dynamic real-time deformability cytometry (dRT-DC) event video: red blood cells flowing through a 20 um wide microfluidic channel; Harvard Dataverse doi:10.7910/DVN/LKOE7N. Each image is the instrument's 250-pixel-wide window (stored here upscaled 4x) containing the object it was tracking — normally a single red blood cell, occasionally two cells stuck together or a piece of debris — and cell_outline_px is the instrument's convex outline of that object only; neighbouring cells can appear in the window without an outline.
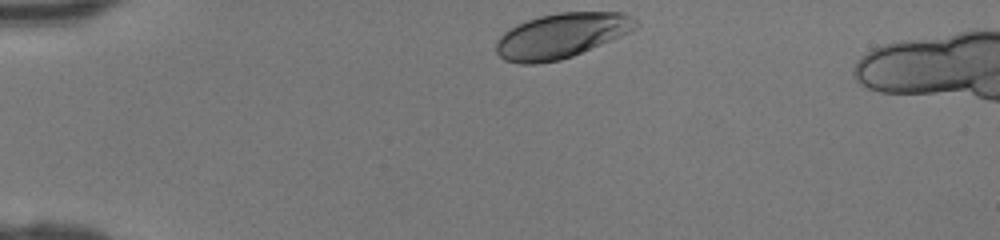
{"species": "human", "species_latin": "Homo sapiens", "temperature_condition": "room temperature", "stored_images_in_passage": 30, "camera_frame_rate_fps": 3000, "um_per_image_px": 0.085, "donor": {"sex": "female"}, "frame": {"image": 1, "passage_image": 1, "time_ms": 0.0, "image_size_px": [1000, 240], "cell_outline_px": [[640, 24], [636, 28], [620, 36], [572, 56], [560, 60], [536, 64], [520, 64], [504, 60], [496, 52], [496, 40], [504, 32], [516, 24], [540, 16], [560, 12], [624, 12], [632, 16]], "centroid_in_image_um": [47.7, 3.03], "position_along_channel_um": 37.3, "area_um2": 36.47}}
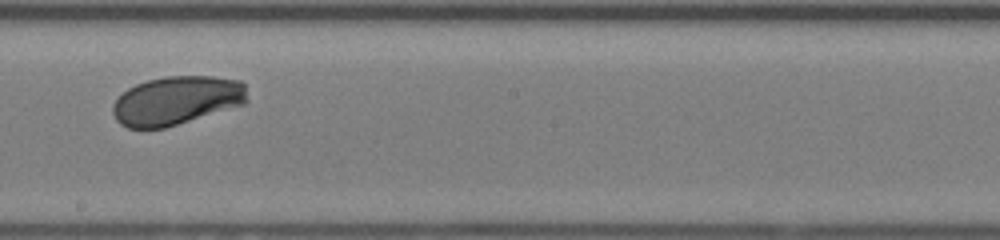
{"frame": {"image": 2, "passage_image": 18, "time_ms": 5.667, "image_size_px": [1000, 240], "cell_outline_px": [[248, 100], [244, 104], [164, 128], [128, 128], [120, 124], [116, 120], [112, 112], [112, 104], [128, 88], [136, 84], [148, 80], [168, 76], [212, 76], [244, 80]], "centroid_in_image_um": [15.03, 8.53], "position_along_channel_um": 233.2, "area_um2": 38.21}}
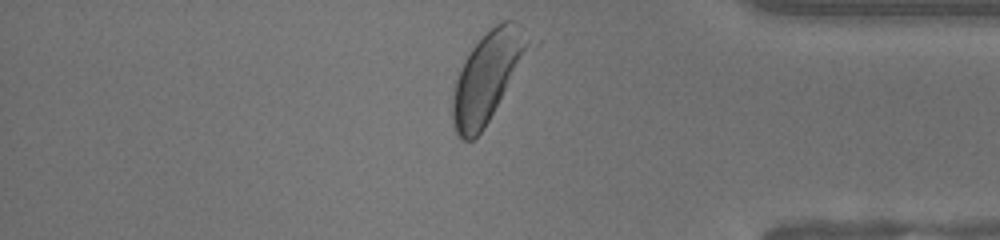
{"frame": {"image": 3, "passage_image": 30, "time_ms": 9.667, "image_size_px": [1000, 240], "cell_outline_px": [[532, 44], [484, 128], [472, 140], [464, 140], [456, 136], [452, 124], [452, 96], [456, 80], [460, 68], [464, 60], [472, 48], [500, 20], [516, 20]], "centroid_in_image_um": [41.38, 6.54], "position_along_channel_um": 393.8, "area_um2": 38.73}}